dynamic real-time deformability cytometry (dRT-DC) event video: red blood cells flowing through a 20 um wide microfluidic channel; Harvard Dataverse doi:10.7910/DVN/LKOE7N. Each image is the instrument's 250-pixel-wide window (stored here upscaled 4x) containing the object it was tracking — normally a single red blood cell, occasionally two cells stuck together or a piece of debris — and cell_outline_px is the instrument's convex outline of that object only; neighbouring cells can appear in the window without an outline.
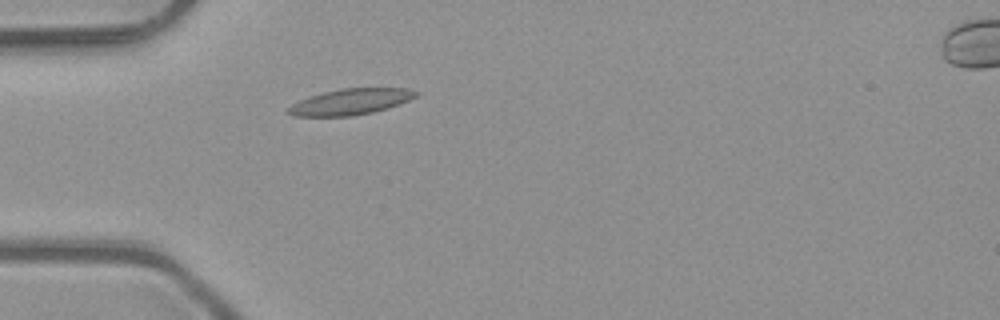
{"species": "common noctule bat (a hibernating species)", "species_latin": "Nyctalus noctula", "temperature_condition": "room temperature", "stored_images_in_passage": 2, "camera_frame_rate_fps": 3000, "um_per_image_px": 0.085, "animal": {"sex": "male", "body_mass_g": 23.1, "forearm_length_mm": 52.7}, "frame": {"image": 1, "passage_image": 2, "time_ms": 0.333, "image_size_px": [1000, 320], "cell_outline_px": [[420, 92], [416, 96], [400, 104], [388, 108], [372, 112], [352, 116], [292, 116], [284, 112], [292, 104], [308, 96], [340, 88], [408, 88]], "centroid_in_image_um": [29.78, 8.65], "position_along_channel_um": 55.2, "area_um2": 19.42}}